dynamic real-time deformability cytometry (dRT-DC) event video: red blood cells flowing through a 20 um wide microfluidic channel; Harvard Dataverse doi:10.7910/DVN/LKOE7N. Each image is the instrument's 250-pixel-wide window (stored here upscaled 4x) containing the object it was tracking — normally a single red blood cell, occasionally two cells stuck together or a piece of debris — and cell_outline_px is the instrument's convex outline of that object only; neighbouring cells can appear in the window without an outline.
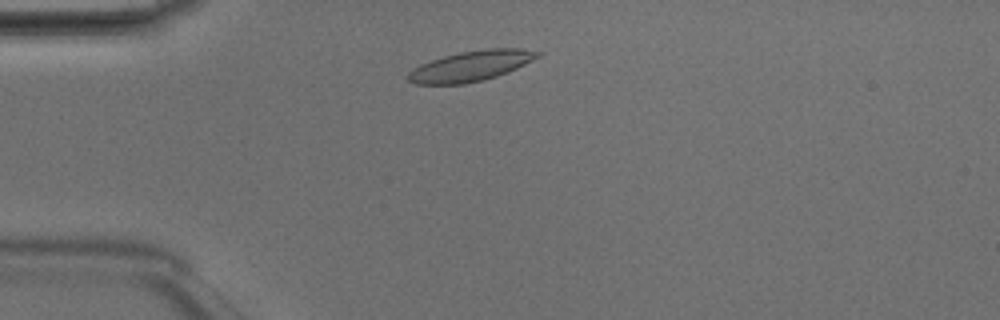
{"species": "Egyptian fruit bat (a non-hibernating species)", "species_latin": "Rousettus aegyptiacus", "temperature_condition": "room temperature", "stored_images_in_passage": 41, "camera_frame_rate_fps": 3000, "um_per_image_px": 0.085, "animal": {"sex": "male"}, "frame": {"image": 1, "passage_image": 5, "time_ms": 1.333, "image_size_px": [1000, 320], "cell_outline_px": [[544, 52], [540, 56], [516, 68], [496, 76], [484, 80], [464, 84], [416, 84], [408, 80], [408, 72], [412, 68], [420, 64], [444, 56], [460, 52], [488, 48], [520, 48]], "centroid_in_image_um": [40.03, 5.6], "position_along_channel_um": 45.0, "area_um2": 22.83}}
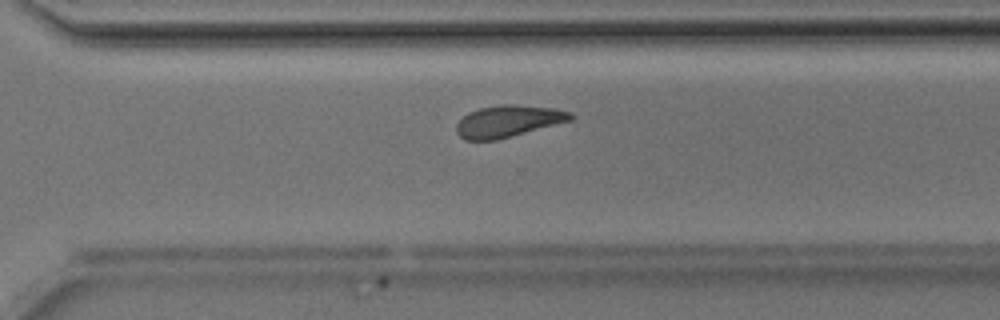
{"frame": {"image": 2, "passage_image": 27, "time_ms": 8.667, "image_size_px": [1000, 320], "cell_outline_px": [[576, 116], [572, 120], [496, 140], [464, 140], [456, 132], [456, 124], [468, 112], [480, 108], [504, 104], [512, 104], [556, 108], [572, 112]], "centroid_in_image_um": [43.22, 10.29], "position_along_channel_um": 327.4, "area_um2": 21.15}}
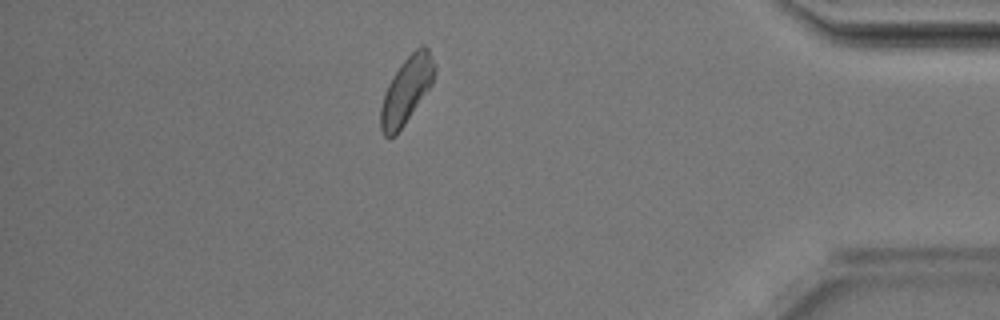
{"frame": {"image": 3, "passage_image": 35, "time_ms": 11.333, "image_size_px": [1000, 320], "cell_outline_px": [[436, 72], [432, 84], [404, 124], [388, 140], [384, 136], [380, 128], [380, 108], [384, 92], [392, 76], [400, 64], [420, 44], [424, 44], [428, 48], [436, 64]], "centroid_in_image_um": [34.55, 7.62], "position_along_channel_um": 400.6, "area_um2": 20.92}, "authors_computed_cell_mechanics": {"area_um2": 21.3282, "velocity_mm_per_s": 4.1499, "shape_relaxation_time_tau1_ms": 3.1429, "shape_relaxation_time_tau2_ms": 6.2709, "deformation_change_tau1": 0.121, "deformation_change_tau2": 0.1357}}